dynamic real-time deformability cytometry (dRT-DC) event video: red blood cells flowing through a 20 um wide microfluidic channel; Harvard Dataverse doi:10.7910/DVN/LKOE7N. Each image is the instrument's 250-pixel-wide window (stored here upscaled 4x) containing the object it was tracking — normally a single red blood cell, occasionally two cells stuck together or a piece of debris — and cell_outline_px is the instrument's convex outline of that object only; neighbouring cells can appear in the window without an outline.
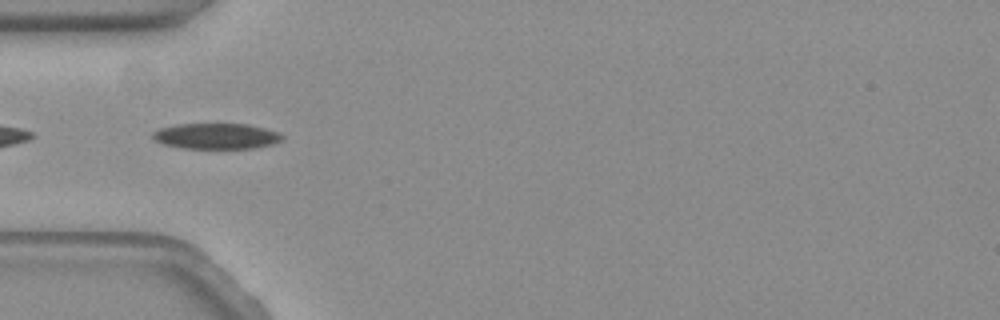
{"species": "common noctule bat (a hibernating species)", "species_latin": "Nyctalus noctula", "temperature_condition": "warm", "stored_images_in_passage": 9, "camera_frame_rate_fps": 3000, "um_per_image_px": 0.085, "animal": {"sex": "female", "body_mass_g": 19.3, "forearm_length_mm": 54.1}, "frame": {"image": 1, "passage_image": 7, "time_ms": 2.0, "image_size_px": [1000, 320], "cell_outline_px": [[284, 140], [272, 144], [252, 148], [184, 148], [164, 144], [156, 140], [152, 136], [152, 132], [160, 128], [176, 124], [248, 124], [280, 132], [284, 136]], "centroid_in_image_um": [18.42, 11.56], "position_along_channel_um": 66.6, "area_um2": 19.36}}